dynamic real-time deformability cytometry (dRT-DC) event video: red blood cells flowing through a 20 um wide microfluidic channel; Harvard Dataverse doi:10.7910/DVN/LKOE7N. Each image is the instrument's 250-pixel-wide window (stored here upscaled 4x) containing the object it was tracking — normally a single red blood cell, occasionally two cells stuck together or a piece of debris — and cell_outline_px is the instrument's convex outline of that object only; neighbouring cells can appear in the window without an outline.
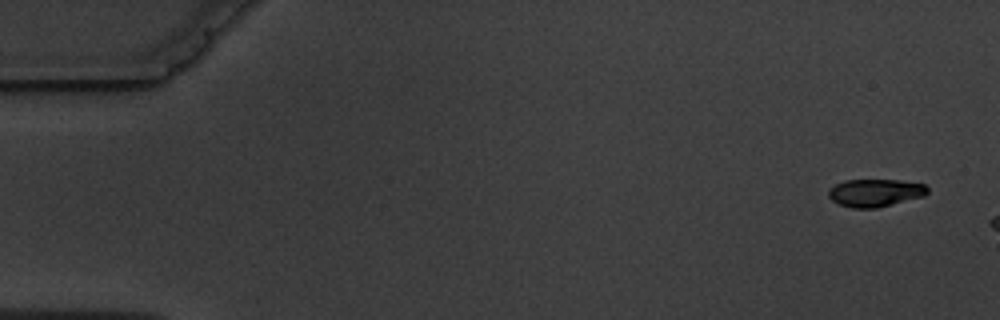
{"species": "common noctule bat (a hibernating species)", "species_latin": "Nyctalus noctula", "temperature_condition": "warm", "stored_images_in_passage": 3, "camera_frame_rate_fps": 3000, "um_per_image_px": 0.085, "animal": {"sex": "male", "body_mass_g": 19.5, "forearm_length_mm": 54.6}, "frame": {"image": 1, "passage_image": 1, "time_ms": 0.0, "image_size_px": [1000, 320], "cell_outline_px": [[928, 192], [924, 196], [876, 208], [852, 208], [840, 204], [832, 200], [828, 196], [828, 188], [844, 180], [900, 180], [924, 184], [928, 188]], "centroid_in_image_um": [74.37, 16.38], "position_along_channel_um": 10.6, "area_um2": 15.95}}